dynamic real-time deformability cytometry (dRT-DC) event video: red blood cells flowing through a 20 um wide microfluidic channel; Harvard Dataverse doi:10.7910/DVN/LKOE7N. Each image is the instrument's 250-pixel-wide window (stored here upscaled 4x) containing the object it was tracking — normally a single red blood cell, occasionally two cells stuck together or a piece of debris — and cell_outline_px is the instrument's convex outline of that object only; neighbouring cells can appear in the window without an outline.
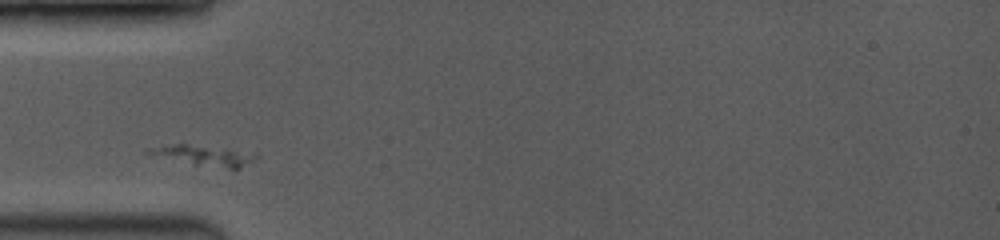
{"species": "common noctule bat (a hibernating species)", "species_latin": "Nyctalus noctula", "temperature_condition": "room temperature", "stored_images_in_passage": 20, "camera_frame_rate_fps": 3500, "um_per_image_px": 0.085, "animal": {"sex": "female", "body_mass_g": 19.0, "forearm_length_mm": 53.3}, "frame": {"image": 1, "passage_image": 1, "time_ms": 0.0, "image_size_px": [1000, 240], "cell_outline_px": [[260, 156], [240, 168], [228, 168], [196, 164], [144, 152], [148, 148], [176, 144], [184, 144]], "centroid_in_image_um": [17.27, 13.23], "position_along_channel_um": 67.7, "area_um2": 11.16}}
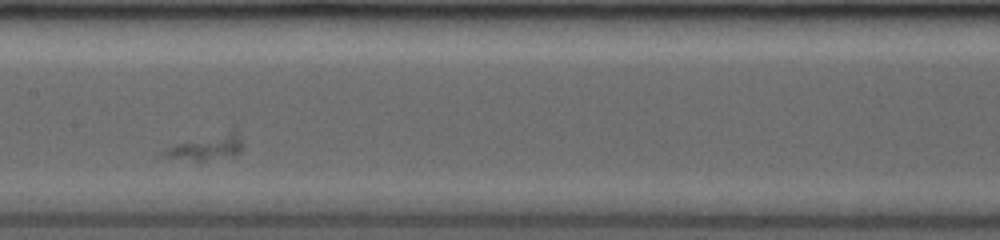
{"frame": {"image": 2, "passage_image": 9, "time_ms": 3.143, "image_size_px": [1000, 240], "cell_outline_px": [[240, 152], [236, 156], [200, 164], [156, 156], [164, 148], [180, 144], [232, 136], [236, 136], [240, 140]], "centroid_in_image_um": [17.31, 12.79], "position_along_channel_um": 190.1, "area_um2": 10.75}}
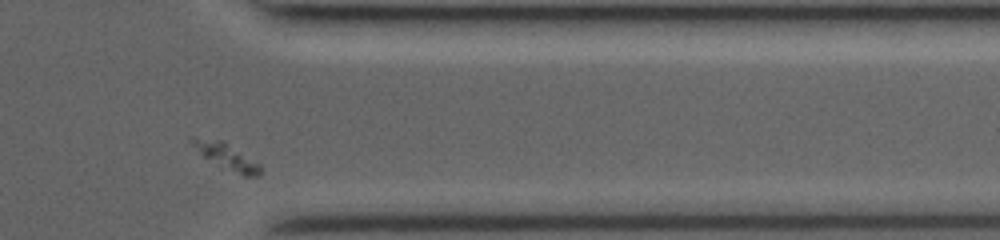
{"frame": {"image": 3, "passage_image": 20, "time_ms": 8.286, "image_size_px": [1000, 240], "cell_outline_px": [[260, 176], [244, 176], [204, 156], [188, 140], [192, 136], [224, 140], [260, 164]], "centroid_in_image_um": [19.26, 13.23], "position_along_channel_um": 392.1, "area_um2": 10.0}}